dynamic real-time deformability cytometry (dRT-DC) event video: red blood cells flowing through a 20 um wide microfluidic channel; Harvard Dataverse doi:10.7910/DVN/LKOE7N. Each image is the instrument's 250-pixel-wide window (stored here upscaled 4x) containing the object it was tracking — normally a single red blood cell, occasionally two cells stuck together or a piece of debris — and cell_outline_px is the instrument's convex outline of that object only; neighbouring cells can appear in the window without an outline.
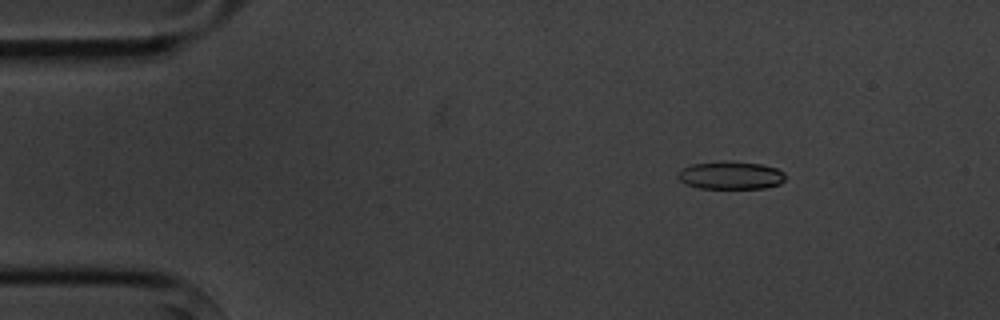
{"species": "common noctule bat (a hibernating species)", "species_latin": "Nyctalus noctula", "temperature_condition": "cold", "stored_images_in_passage": 5, "camera_frame_rate_fps": 3000, "um_per_image_px": 0.085, "animal": {"sex": "male", "body_mass_g": 20.1, "forearm_length_mm": 53.5}, "frame": {"image": 1, "passage_image": 2, "time_ms": 1.333, "image_size_px": [1000, 320], "cell_outline_px": [[784, 180], [780, 184], [764, 188], [700, 188], [684, 184], [676, 176], [676, 172], [680, 168], [692, 164], [760, 164], [776, 168], [784, 172]], "centroid_in_image_um": [62.07, 14.95], "position_along_channel_um": 22.9, "area_um2": 16.7}}